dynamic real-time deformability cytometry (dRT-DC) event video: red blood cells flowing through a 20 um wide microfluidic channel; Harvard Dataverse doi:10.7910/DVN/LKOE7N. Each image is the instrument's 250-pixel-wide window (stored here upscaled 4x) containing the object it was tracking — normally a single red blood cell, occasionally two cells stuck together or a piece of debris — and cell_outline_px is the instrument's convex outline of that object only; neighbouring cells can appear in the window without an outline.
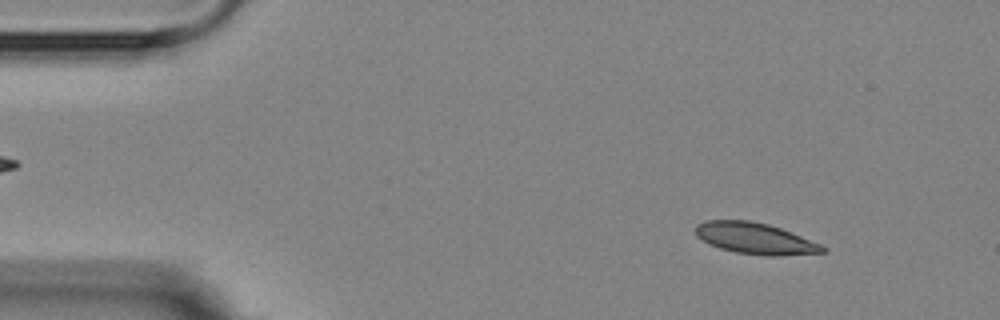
{"species": "Egyptian fruit bat (a non-hibernating species)", "species_latin": "Rousettus aegyptiacus", "temperature_condition": "room temperature", "stored_images_in_passage": 4, "camera_frame_rate_fps": 3000, "um_per_image_px": 0.085, "animal": {"sex": "female"}, "frame": {"image": 1, "passage_image": 1, "time_ms": 0.0, "image_size_px": [1000, 320], "cell_outline_px": [[828, 252], [776, 256], [768, 256], [736, 252], [720, 248], [708, 244], [696, 236], [696, 224], [704, 220], [752, 220], [768, 224], [792, 232], [820, 244], [828, 248]], "centroid_in_image_um": [64.19, 20.26], "position_along_channel_um": 20.8, "area_um2": 23.29}}
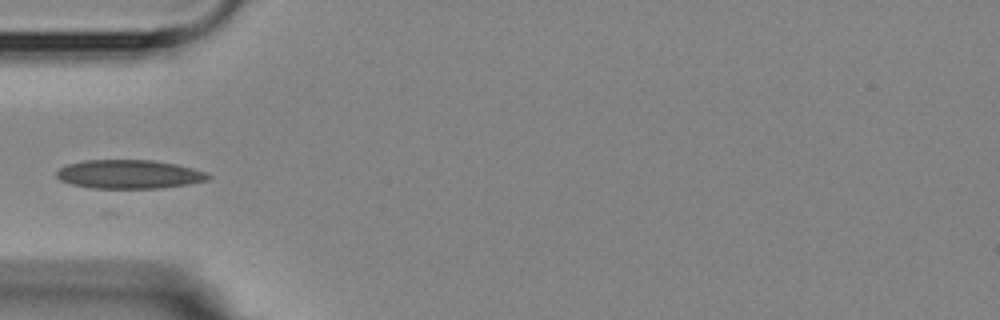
{"frame": {"image": 2, "passage_image": 4, "time_ms": 3.667, "image_size_px": [1000, 320], "cell_outline_px": [[212, 176], [208, 180], [188, 184], [160, 188], [92, 188], [72, 184], [60, 180], [56, 176], [56, 172], [60, 168], [68, 164], [84, 160], [152, 160], [176, 164], [192, 168], [204, 172]], "centroid_in_image_um": [10.97, 14.81], "position_along_channel_um": 74.0, "area_um2": 25.32}}